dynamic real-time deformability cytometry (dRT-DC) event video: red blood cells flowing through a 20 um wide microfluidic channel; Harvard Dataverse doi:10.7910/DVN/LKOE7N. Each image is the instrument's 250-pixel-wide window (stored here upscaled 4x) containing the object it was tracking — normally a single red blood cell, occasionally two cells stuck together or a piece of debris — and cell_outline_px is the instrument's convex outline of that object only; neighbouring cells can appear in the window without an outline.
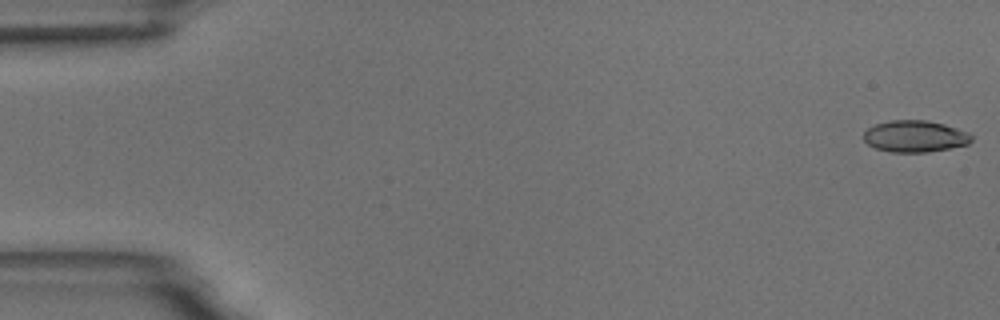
{"species": "common noctule bat (a hibernating species)", "species_latin": "Nyctalus noctula", "temperature_condition": "room temperature", "stored_images_in_passage": 54, "camera_frame_rate_fps": 3000, "um_per_image_px": 0.085, "animal": {"sex": "male", "body_mass_g": 18.8}, "frame": {"image": 1, "passage_image": 1, "time_ms": 0.0, "image_size_px": [1000, 320], "cell_outline_px": [[972, 140], [968, 144], [928, 152], [892, 152], [876, 148], [868, 144], [864, 140], [864, 132], [868, 128], [876, 124], [892, 120], [928, 120], [944, 124], [968, 132], [972, 136]], "centroid_in_image_um": [77.77, 11.58], "position_along_channel_um": 7.2, "area_um2": 19.77}}
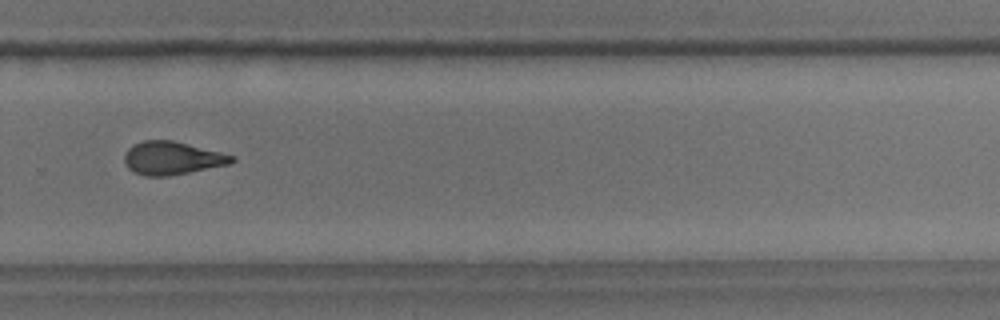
{"frame": {"image": 2, "passage_image": 37, "time_ms": 12.0, "image_size_px": [1000, 320], "cell_outline_px": [[236, 160], [228, 164], [168, 176], [144, 176], [132, 172], [124, 164], [124, 156], [128, 148], [132, 144], [144, 140], [172, 140], [236, 156]], "centroid_in_image_um": [14.58, 13.44], "position_along_channel_um": 315.2, "area_um2": 20.69}}
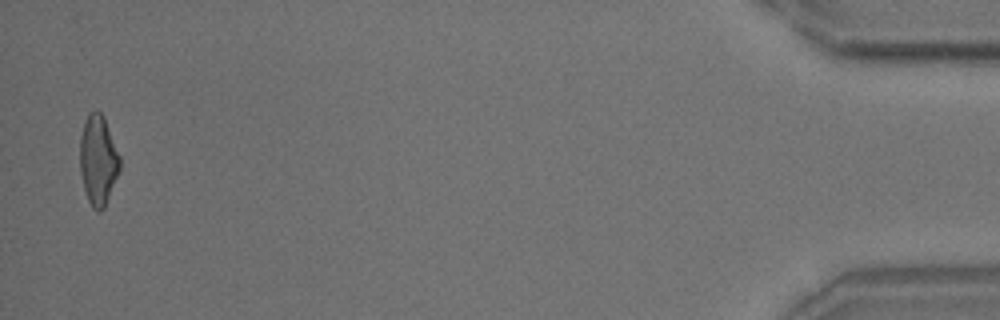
{"frame": {"image": 3, "passage_image": 53, "time_ms": 17.333, "image_size_px": [1000, 320], "cell_outline_px": [[120, 168], [104, 208], [100, 212], [96, 212], [92, 208], [88, 200], [84, 188], [80, 172], [80, 136], [84, 120], [88, 112], [100, 112], [104, 116], [120, 156]], "centroid_in_image_um": [8.33, 13.6], "position_along_channel_um": 426.9, "area_um2": 20.92}, "authors_computed_cell_mechanics": {"area_um2": 20.9525, "velocity_mm_per_s": 3.7593, "shape_relaxation_time_tau1_ms": 10.017, "shape_relaxation_time_tau2_ms": 2.5241, "deformation_change_tau1": 0.2382, "deformation_change_tau2": 0.107}}